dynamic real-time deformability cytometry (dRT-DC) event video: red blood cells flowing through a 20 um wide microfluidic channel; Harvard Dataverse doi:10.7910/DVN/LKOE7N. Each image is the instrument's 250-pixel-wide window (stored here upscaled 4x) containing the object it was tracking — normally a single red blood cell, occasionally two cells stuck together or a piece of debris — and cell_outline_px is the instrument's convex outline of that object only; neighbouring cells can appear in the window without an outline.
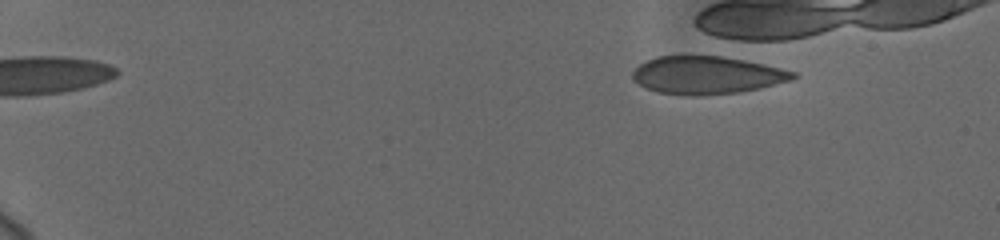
{"species": "human", "species_latin": "Homo sapiens", "temperature_condition": "cold", "stored_images_in_passage": 6, "camera_frame_rate_fps": 3000, "um_per_image_px": 0.085, "donor": {"sex": "female"}, "frame": {"image": 1, "passage_image": 4, "time_ms": 2.0, "image_size_px": [1000, 240], "cell_outline_px": [[796, 76], [788, 80], [760, 88], [740, 92], [660, 92], [644, 88], [632, 76], [632, 72], [640, 64], [656, 56], [680, 52], [688, 52], [720, 56], [744, 60], [764, 64], [796, 72]], "centroid_in_image_um": [60.04, 6.28], "position_along_channel_um": 25.0, "area_um2": 34.74}}